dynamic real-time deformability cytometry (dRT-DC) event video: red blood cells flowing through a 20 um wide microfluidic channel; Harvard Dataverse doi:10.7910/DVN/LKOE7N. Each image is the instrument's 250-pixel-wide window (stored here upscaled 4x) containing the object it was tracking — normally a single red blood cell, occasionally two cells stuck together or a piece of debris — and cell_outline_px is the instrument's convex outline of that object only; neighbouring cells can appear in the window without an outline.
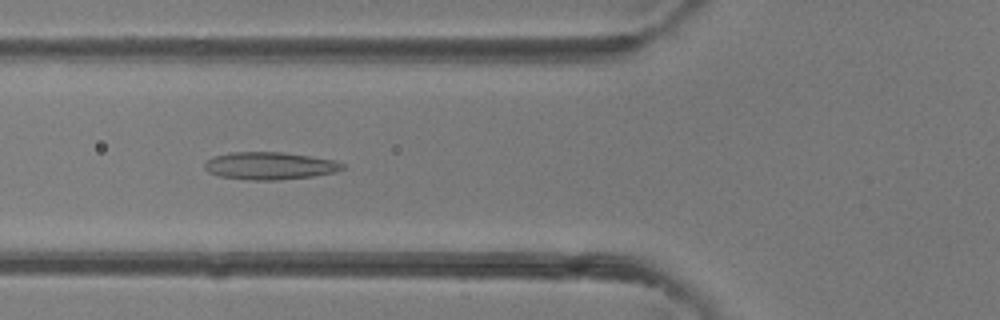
{"species": "common noctule bat (a hibernating species)", "species_latin": "Nyctalus noctula", "temperature_condition": "room temperature", "stored_images_in_passage": 41, "camera_frame_rate_fps": 3000, "um_per_image_px": 0.085, "animal": {"sex": "female"}, "frame": {"image": 1, "passage_image": 15, "time_ms": 4.667, "image_size_px": [1000, 320], "cell_outline_px": [[344, 168], [336, 172], [312, 176], [276, 180], [248, 180], [220, 176], [208, 172], [204, 168], [204, 164], [208, 160], [216, 156], [232, 152], [284, 152], [336, 160], [344, 164]], "centroid_in_image_um": [22.95, 14.09], "position_along_channel_um": 102.8, "area_um2": 22.02}}
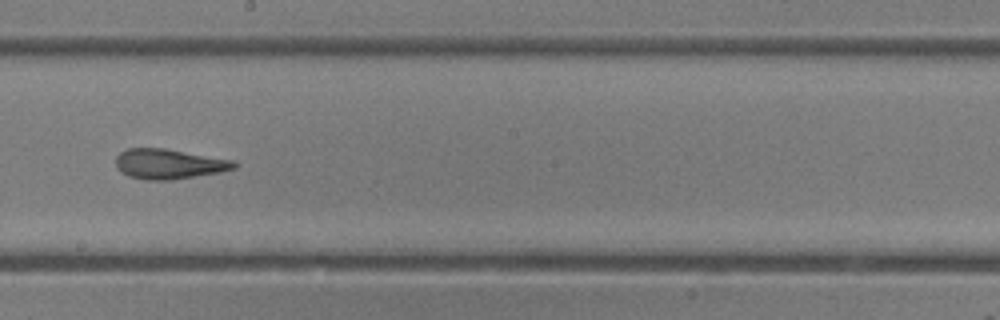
{"frame": {"image": 2, "passage_image": 23, "time_ms": 7.333, "image_size_px": [1000, 320], "cell_outline_px": [[236, 168], [220, 172], [172, 180], [148, 180], [128, 176], [120, 172], [116, 168], [116, 156], [120, 152], [128, 148], [164, 148], [232, 160], [236, 164]], "centroid_in_image_um": [14.31, 13.94], "position_along_channel_um": 233.9, "area_um2": 20.63}}
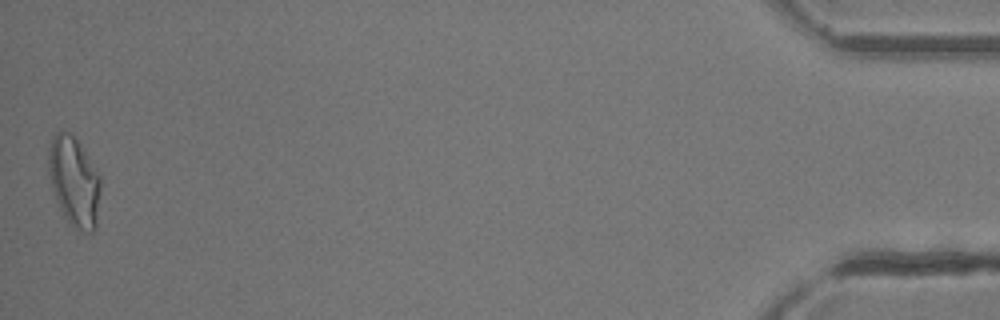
{"frame": {"image": 3, "passage_image": 41, "time_ms": 13.333, "image_size_px": [1000, 320], "cell_outline_px": [[100, 188], [96, 228], [92, 232], [84, 232], [76, 228], [64, 216], [60, 208], [52, 188], [48, 168], [48, 148], [52, 136], [56, 132], [68, 132], [80, 144], [100, 176]], "centroid_in_image_um": [6.29, 15.42], "position_along_channel_um": 428.9, "area_um2": 26.82}}